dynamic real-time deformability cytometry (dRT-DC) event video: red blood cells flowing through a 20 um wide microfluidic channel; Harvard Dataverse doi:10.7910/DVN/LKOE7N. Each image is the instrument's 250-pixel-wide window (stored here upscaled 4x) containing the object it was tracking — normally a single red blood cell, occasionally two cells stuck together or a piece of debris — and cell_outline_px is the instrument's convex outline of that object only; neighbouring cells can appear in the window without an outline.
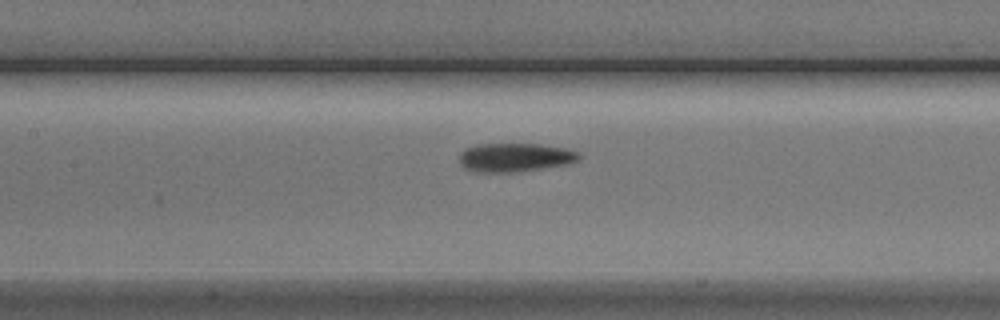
{"species": "Egyptian fruit bat (a non-hibernating species)", "species_latin": "Rousettus aegyptiacus", "temperature_condition": "cold", "stored_images_in_passage": 9, "camera_frame_rate_fps": 3000, "um_per_image_px": 0.085, "animal": {"sex": "male"}, "frame": {"image": 1, "passage_image": 8, "time_ms": 9.0, "image_size_px": [1000, 320], "cell_outline_px": [[580, 160], [564, 164], [516, 172], [476, 172], [464, 168], [460, 164], [460, 152], [464, 148], [476, 144], [540, 144], [568, 148], [580, 152]], "centroid_in_image_um": [43.75, 13.37], "position_along_channel_um": 163.6, "area_um2": 20.11}}
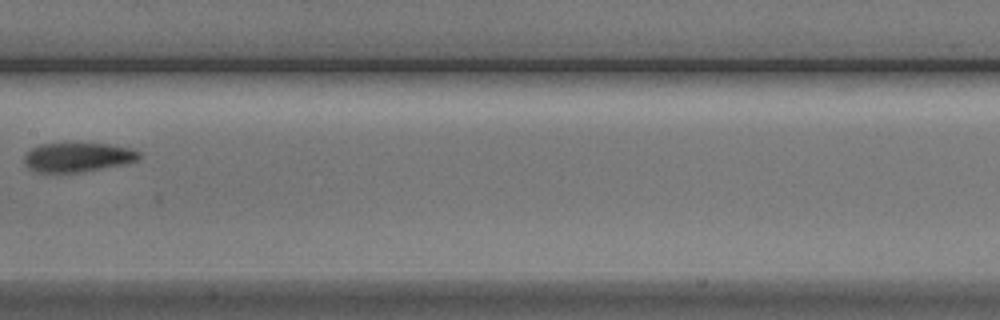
{"frame": {"image": 2, "passage_image": 9, "time_ms": 10.0, "image_size_px": [1000, 320], "cell_outline_px": [[144, 156], [136, 160], [124, 164], [76, 172], [36, 172], [28, 168], [24, 164], [24, 156], [32, 148], [40, 144], [72, 140], [112, 144], [132, 148], [140, 152]], "centroid_in_image_um": [6.61, 13.3], "position_along_channel_um": 200.8, "area_um2": 20.46}}